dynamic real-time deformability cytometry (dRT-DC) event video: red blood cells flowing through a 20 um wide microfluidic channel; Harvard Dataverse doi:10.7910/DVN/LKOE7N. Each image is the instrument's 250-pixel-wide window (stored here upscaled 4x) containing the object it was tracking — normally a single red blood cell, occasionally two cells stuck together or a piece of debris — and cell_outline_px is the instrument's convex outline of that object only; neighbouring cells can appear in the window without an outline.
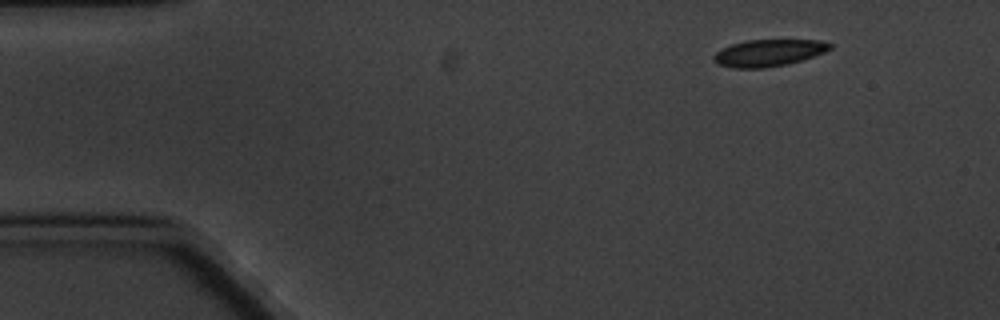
{"species": "common noctule bat (a hibernating species)", "species_latin": "Nyctalus noctula", "temperature_condition": "cold", "stored_images_in_passage": 4, "camera_frame_rate_fps": 3000, "um_per_image_px": 0.085, "animal": {"sex": "male", "body_mass_g": 20.1, "forearm_length_mm": 53.5}, "frame": {"image": 1, "passage_image": 1, "time_ms": 0.0, "image_size_px": [1000, 320], "cell_outline_px": [[832, 48], [824, 52], [788, 64], [764, 68], [732, 68], [720, 64], [712, 60], [712, 56], [720, 48], [732, 44], [748, 40], [816, 40], [832, 44]], "centroid_in_image_um": [65.28, 4.49], "position_along_channel_um": 19.7, "area_um2": 18.09}}
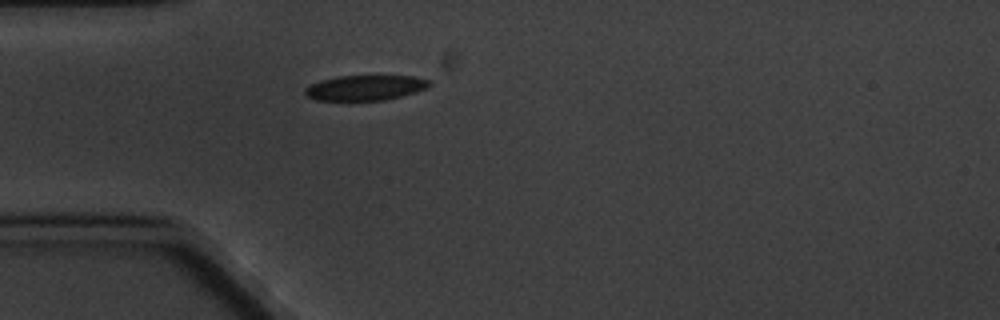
{"frame": {"image": 2, "passage_image": 4, "time_ms": 3.333, "image_size_px": [1000, 320], "cell_outline_px": [[432, 84], [428, 88], [416, 92], [384, 100], [316, 100], [308, 96], [304, 92], [312, 84], [320, 80], [336, 76], [412, 76], [428, 80]], "centroid_in_image_um": [31.08, 7.45], "position_along_channel_um": 53.9, "area_um2": 18.03}}